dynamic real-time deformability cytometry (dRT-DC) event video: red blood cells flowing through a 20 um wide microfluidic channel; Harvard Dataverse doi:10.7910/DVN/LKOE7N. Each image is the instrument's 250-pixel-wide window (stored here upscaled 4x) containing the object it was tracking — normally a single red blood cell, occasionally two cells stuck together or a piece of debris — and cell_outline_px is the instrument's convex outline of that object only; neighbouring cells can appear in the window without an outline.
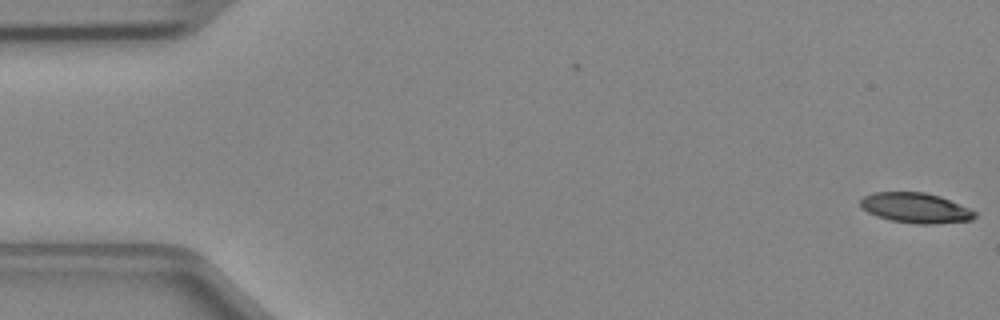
{"species": "Egyptian fruit bat (a non-hibernating species)", "species_latin": "Rousettus aegyptiacus", "temperature_condition": "cold", "stored_images_in_passage": 48, "camera_frame_rate_fps": 3000, "um_per_image_px": 0.085, "animal": {"sex": "female"}, "frame": {"image": 1, "passage_image": 1, "time_ms": 0.0, "image_size_px": [1000, 320], "cell_outline_px": [[976, 216], [972, 220], [932, 224], [916, 224], [892, 220], [876, 216], [860, 208], [860, 200], [864, 196], [872, 192], [924, 192], [940, 196], [968, 208], [976, 212]], "centroid_in_image_um": [77.8, 17.67], "position_along_channel_um": 7.2, "area_um2": 20.06}}
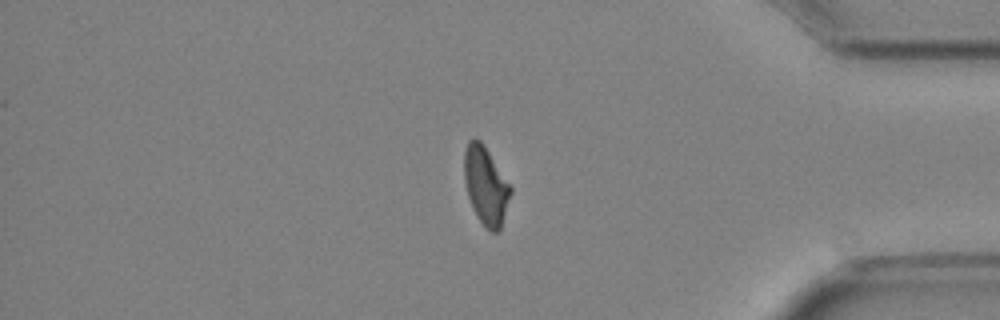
{"frame": {"image": 2, "passage_image": 40, "time_ms": 13.0, "image_size_px": [1000, 320], "cell_outline_px": [[512, 192], [500, 228], [496, 232], [492, 232], [484, 228], [476, 216], [472, 208], [468, 196], [464, 180], [464, 152], [468, 140], [472, 136], [480, 140], [484, 144], [512, 188]], "centroid_in_image_um": [41.27, 15.76], "position_along_channel_um": 393.9, "area_um2": 21.21}}
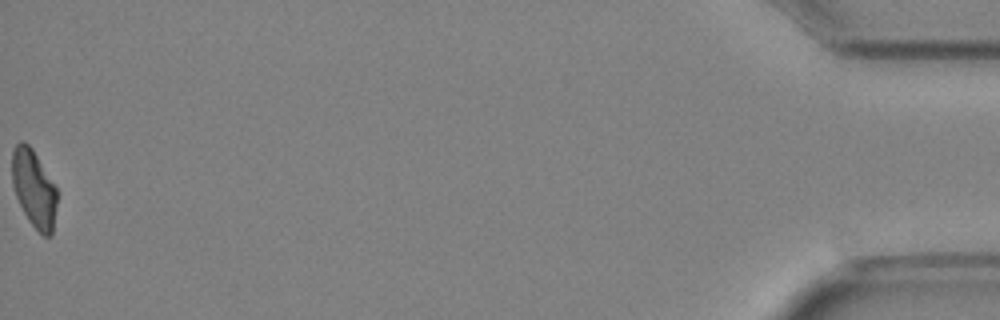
{"frame": {"image": 3, "passage_image": 48, "time_ms": 15.667, "image_size_px": [1000, 320], "cell_outline_px": [[56, 204], [52, 236], [44, 236], [28, 220], [16, 196], [12, 184], [12, 148], [20, 140], [24, 140], [32, 148], [56, 188]], "centroid_in_image_um": [2.86, 16.0], "position_along_channel_um": 432.3, "area_um2": 20.06}}